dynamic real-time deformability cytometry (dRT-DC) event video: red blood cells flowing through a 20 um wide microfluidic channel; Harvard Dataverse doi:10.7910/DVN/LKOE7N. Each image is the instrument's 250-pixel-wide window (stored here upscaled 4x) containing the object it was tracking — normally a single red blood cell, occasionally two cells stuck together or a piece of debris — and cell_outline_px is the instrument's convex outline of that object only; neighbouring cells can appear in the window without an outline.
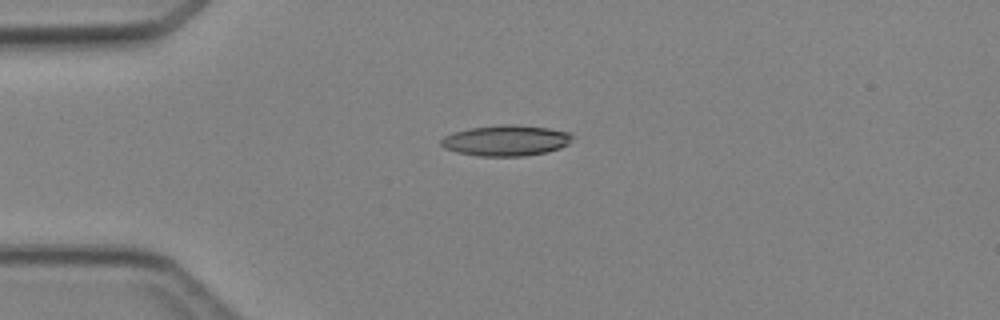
{"species": "Egyptian fruit bat (a non-hibernating species)", "species_latin": "Rousettus aegyptiacus", "temperature_condition": "cold", "stored_images_in_passage": 1, "camera_frame_rate_fps": 3000, "um_per_image_px": 0.085, "animal": {"sex": "female"}, "frame": {"image": 1, "passage_image": 1, "time_ms": 0.0, "image_size_px": [1000, 320], "cell_outline_px": [[572, 136], [568, 144], [560, 148], [544, 152], [524, 156], [480, 156], [456, 152], [444, 148], [440, 144], [440, 140], [444, 136], [452, 132], [468, 128], [500, 124], [512, 124], [548, 128], [568, 132]], "centroid_in_image_um": [42.95, 11.93], "position_along_channel_um": 42.1, "area_um2": 23.52}}